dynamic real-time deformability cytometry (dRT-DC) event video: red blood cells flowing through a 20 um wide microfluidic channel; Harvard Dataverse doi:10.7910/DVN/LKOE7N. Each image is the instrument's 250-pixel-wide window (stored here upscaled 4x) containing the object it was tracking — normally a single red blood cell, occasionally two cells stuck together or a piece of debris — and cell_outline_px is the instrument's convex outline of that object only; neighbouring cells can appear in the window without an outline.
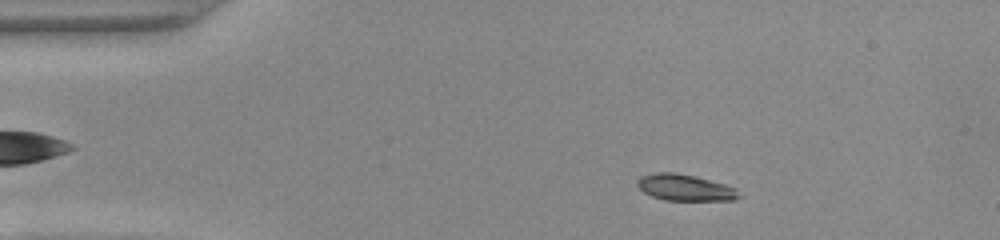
{"species": "common noctule bat (a hibernating species)", "species_latin": "Nyctalus noctula", "temperature_condition": "warm", "stored_images_in_passage": 51, "camera_frame_rate_fps": 3000, "um_per_image_px": 0.085, "animal": {"sex": "female", "body_mass_g": 22.0, "forearm_length_mm": 56.7}, "frame": {"image": 1, "passage_image": 8, "time_ms": 2.333, "image_size_px": [1000, 240], "cell_outline_px": [[740, 196], [736, 200], [664, 200], [652, 196], [644, 192], [636, 184], [636, 180], [640, 176], [656, 172], [676, 172], [696, 176], [724, 184], [736, 188]], "centroid_in_image_um": [58.2, 15.93], "position_along_channel_um": 26.8, "area_um2": 15.66}}
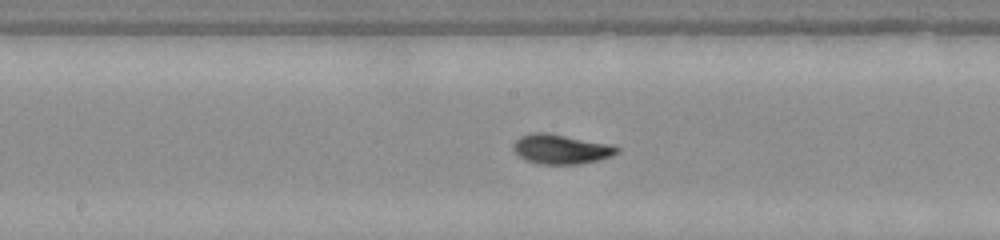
{"frame": {"image": 2, "passage_image": 26, "time_ms": 8.333, "image_size_px": [1000, 240], "cell_outline_px": [[620, 152], [612, 156], [596, 160], [576, 164], [540, 164], [528, 160], [520, 156], [512, 148], [512, 144], [520, 136], [532, 132], [548, 132], [612, 144], [620, 148]], "centroid_in_image_um": [47.71, 12.65], "position_along_channel_um": 200.5, "area_um2": 17.98}}
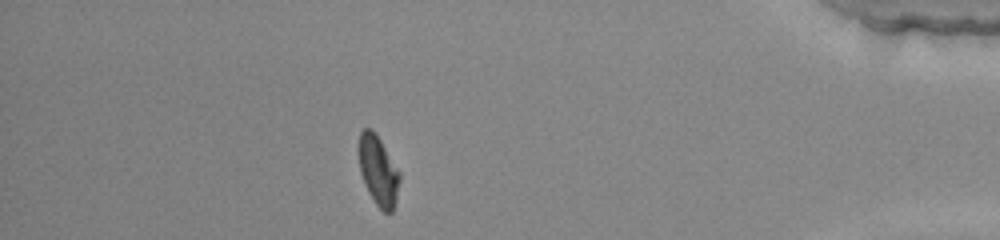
{"frame": {"image": 3, "passage_image": 45, "time_ms": 14.667, "image_size_px": [1000, 240], "cell_outline_px": [[400, 180], [396, 200], [392, 212], [384, 212], [376, 204], [368, 192], [360, 172], [356, 148], [360, 132], [364, 128], [372, 128], [380, 140], [400, 172]], "centroid_in_image_um": [32.11, 14.46], "position_along_channel_um": 403.1, "area_um2": 16.82}, "authors_computed_cell_mechanics": {"area_um2": 16.762, "velocity_mm_per_s": 3.9291, "shape_relaxation_time_tau1_ms": 2.5952, "shape_relaxation_time_tau2_ms": 1.0752, "deformation_change_tau1": 0.1518, "deformation_change_tau2": 0.034}}